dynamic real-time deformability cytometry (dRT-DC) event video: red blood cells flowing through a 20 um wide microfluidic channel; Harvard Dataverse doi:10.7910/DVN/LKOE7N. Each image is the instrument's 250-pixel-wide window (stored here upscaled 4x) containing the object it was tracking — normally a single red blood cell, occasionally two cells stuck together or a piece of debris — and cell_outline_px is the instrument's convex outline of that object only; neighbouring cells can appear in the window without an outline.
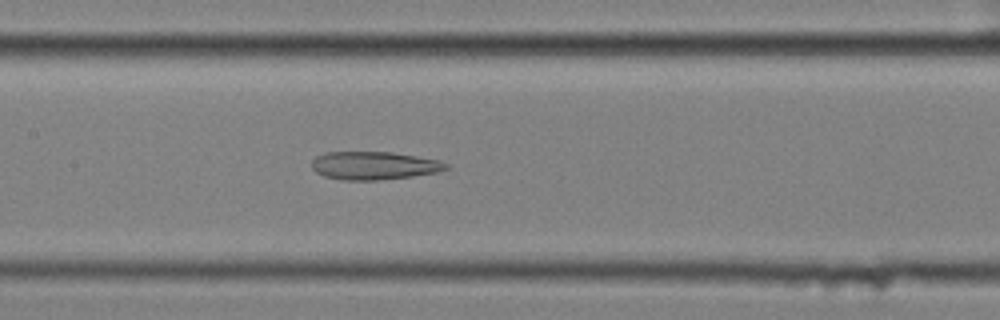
{"species": "common noctule bat (a hibernating species)", "species_latin": "Nyctalus noctula", "temperature_condition": "cold", "stored_images_in_passage": 58, "camera_frame_rate_fps": 3000, "um_per_image_px": 0.085, "animal": {"sex": "female", "body_mass_g": 25.1}, "frame": {"image": 1, "passage_image": 28, "time_ms": 9.0, "image_size_px": [1000, 320], "cell_outline_px": [[448, 168], [436, 172], [412, 176], [376, 180], [344, 180], [324, 176], [316, 172], [312, 168], [312, 160], [316, 156], [324, 152], [392, 152], [440, 160], [448, 164]], "centroid_in_image_um": [31.77, 14.07], "position_along_channel_um": 175.6, "area_um2": 21.91}}
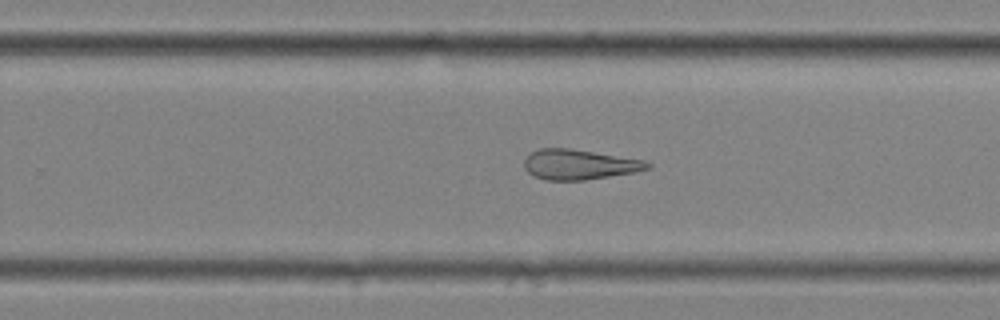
{"frame": {"image": 2, "passage_image": 37, "time_ms": 12.0, "image_size_px": [1000, 320], "cell_outline_px": [[652, 168], [632, 172], [584, 180], [548, 180], [532, 176], [524, 168], [524, 160], [532, 152], [540, 148], [572, 148], [644, 160], [652, 164]], "centroid_in_image_um": [49.22, 13.97], "position_along_channel_um": 280.6, "area_um2": 21.56}}
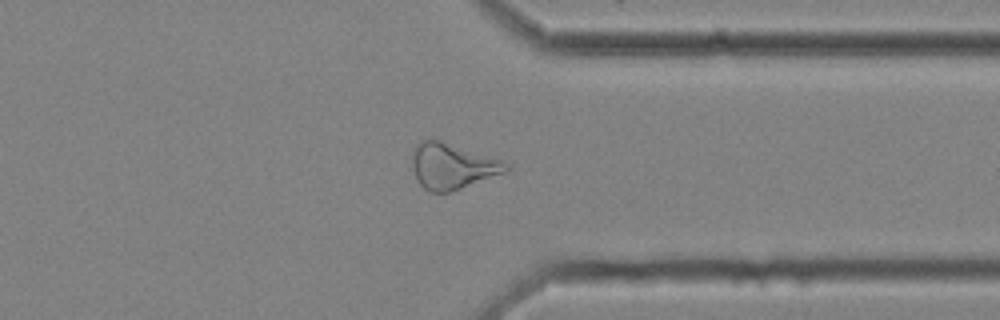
{"frame": {"image": 3, "passage_image": 45, "time_ms": 14.667, "image_size_px": [1000, 320], "cell_outline_px": [[512, 168], [504, 172], [460, 188], [448, 192], [428, 192], [420, 184], [412, 168], [412, 156], [416, 144], [424, 140], [440, 140], [504, 160], [512, 164]], "centroid_in_image_um": [38.46, 14.11], "position_along_channel_um": 372.9, "area_um2": 24.85}, "authors_computed_cell_mechanics": {"area_um2": 28.4087, "velocity_mm_per_s": 3.5064, "shape_relaxation_time_tau1_ms": null, "shape_relaxation_time_tau2_ms": 4.5897, "deformation_change_tau1": null, "deformation_change_tau2": 0.1624}}